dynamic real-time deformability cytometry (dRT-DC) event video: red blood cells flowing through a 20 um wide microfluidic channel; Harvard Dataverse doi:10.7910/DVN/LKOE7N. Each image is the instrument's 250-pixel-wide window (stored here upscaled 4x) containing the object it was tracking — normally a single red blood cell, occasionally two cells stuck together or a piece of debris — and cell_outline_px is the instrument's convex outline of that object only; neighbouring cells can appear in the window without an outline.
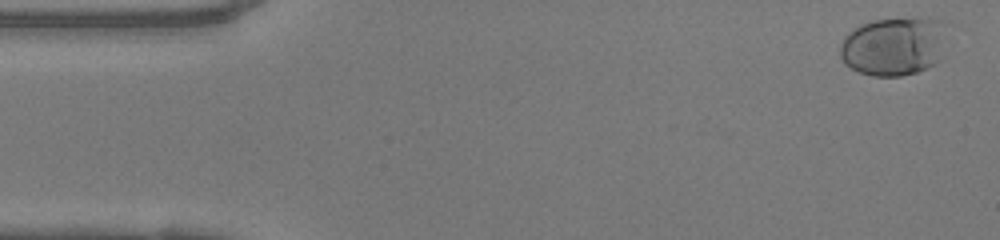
{"species": "human", "species_latin": "Homo sapiens", "temperature_condition": "warm", "stored_images_in_passage": 45, "camera_frame_rate_fps": 3000, "um_per_image_px": 0.085, "donor": {"sex": "female"}, "frame": {"image": 1, "passage_image": 2, "time_ms": 0.333, "image_size_px": [1000, 240], "cell_outline_px": [[944, 24], [932, 64], [916, 72], [900, 76], [872, 76], [860, 72], [852, 68], [840, 56], [840, 44], [844, 36], [848, 32], [860, 24], [872, 20], [944, 20]], "centroid_in_image_um": [75.79, 3.95], "position_along_channel_um": 9.2, "area_um2": 34.56}}
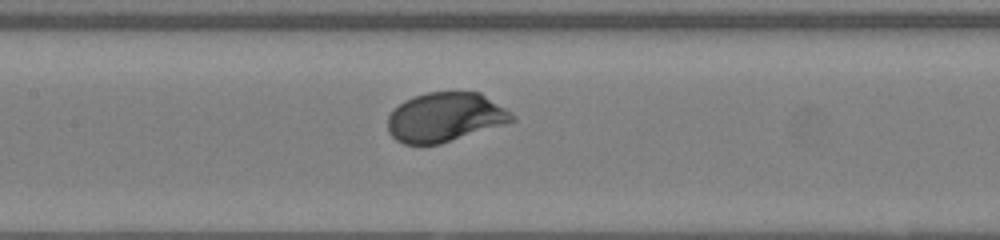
{"frame": {"image": 2, "passage_image": 23, "time_ms": 7.333, "image_size_px": [1000, 240], "cell_outline_px": [[516, 120], [504, 124], [440, 144], [404, 144], [396, 140], [388, 132], [388, 116], [404, 100], [412, 96], [428, 92], [480, 92], [516, 116]], "centroid_in_image_um": [37.82, 9.96], "position_along_channel_um": 169.6, "area_um2": 35.43}}
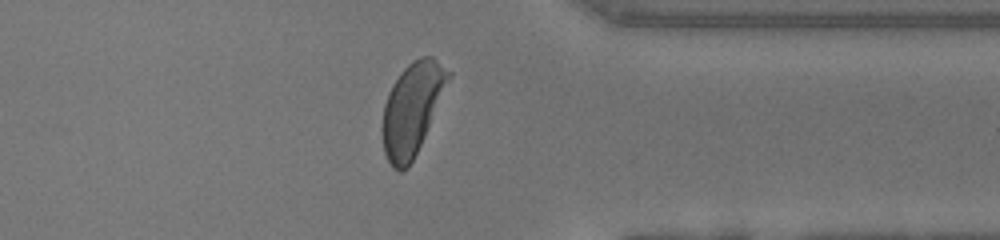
{"frame": {"image": 3, "passage_image": 39, "time_ms": 12.667, "image_size_px": [1000, 240], "cell_outline_px": [[452, 76], [424, 136], [408, 168], [400, 172], [392, 168], [384, 152], [380, 132], [380, 128], [384, 104], [388, 92], [392, 84], [400, 72], [412, 60], [420, 56], [432, 56], [452, 72]], "centroid_in_image_um": [35.0, 9.23], "position_along_channel_um": 376.4, "area_um2": 35.6}, "authors_computed_cell_mechanics": {"area_um2": 35.1424, "velocity_mm_per_s": 4.0464, "shape_relaxation_time_tau1_ms": 1.772, "shape_relaxation_time_tau2_ms": null, "deformation_change_tau1": 0.1214, "deformation_change_tau2": null}}